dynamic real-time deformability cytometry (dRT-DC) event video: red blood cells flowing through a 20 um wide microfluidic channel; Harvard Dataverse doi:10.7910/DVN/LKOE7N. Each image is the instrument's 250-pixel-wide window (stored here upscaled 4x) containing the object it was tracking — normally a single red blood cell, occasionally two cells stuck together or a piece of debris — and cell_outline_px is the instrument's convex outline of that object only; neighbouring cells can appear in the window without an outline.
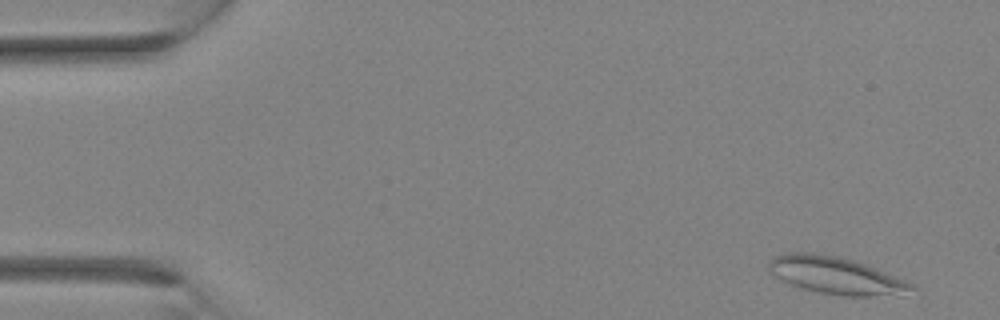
{"species": "Egyptian fruit bat (a non-hibernating species)", "species_latin": "Rousettus aegyptiacus", "temperature_condition": "room temperature", "stored_images_in_passage": 3, "camera_frame_rate_fps": 3000, "um_per_image_px": 0.085, "animal": {"sex": "female"}, "frame": {"image": 1, "passage_image": 1, "time_ms": 0.0, "image_size_px": [1000, 320], "cell_outline_px": [[916, 288], [872, 296], [840, 296], [820, 292], [804, 288], [792, 284], [776, 276], [768, 268], [768, 260], [776, 256], [792, 252], [812, 252], [836, 256], [852, 260], [864, 264], [916, 284]], "centroid_in_image_um": [70.98, 23.38], "position_along_channel_um": 14.0, "area_um2": 29.94}}